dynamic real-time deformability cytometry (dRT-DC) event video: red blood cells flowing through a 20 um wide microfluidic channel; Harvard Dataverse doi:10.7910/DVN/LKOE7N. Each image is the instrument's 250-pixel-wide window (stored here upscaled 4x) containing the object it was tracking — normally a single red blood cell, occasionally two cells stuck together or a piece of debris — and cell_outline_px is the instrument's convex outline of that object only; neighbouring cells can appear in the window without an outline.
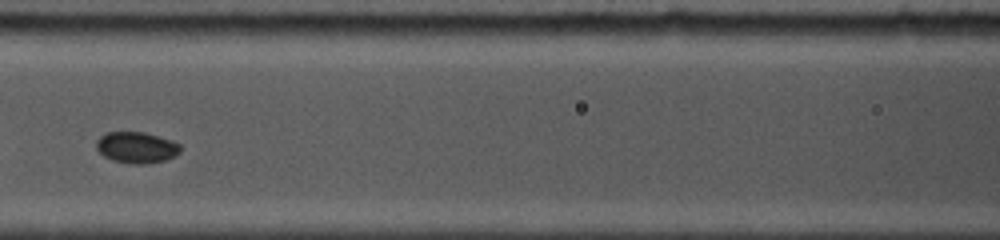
{"species": "common noctule bat (a hibernating species)", "species_latin": "Nyctalus noctula", "temperature_condition": "cold", "stored_images_in_passage": 25, "camera_frame_rate_fps": 5000, "um_per_image_px": 0.085, "animal": {"sex": "female", "body_mass_g": 19.0, "forearm_length_mm": 53.3}, "frame": {"image": 1, "passage_image": 18, "time_ms": 5.2, "image_size_px": [1000, 240], "cell_outline_px": [[180, 152], [176, 156], [164, 160], [148, 164], [128, 164], [112, 160], [104, 156], [96, 148], [96, 140], [104, 132], [144, 132], [172, 140], [180, 144]], "centroid_in_image_um": [11.6, 12.54], "position_along_channel_um": 155.0, "area_um2": 15.49}}